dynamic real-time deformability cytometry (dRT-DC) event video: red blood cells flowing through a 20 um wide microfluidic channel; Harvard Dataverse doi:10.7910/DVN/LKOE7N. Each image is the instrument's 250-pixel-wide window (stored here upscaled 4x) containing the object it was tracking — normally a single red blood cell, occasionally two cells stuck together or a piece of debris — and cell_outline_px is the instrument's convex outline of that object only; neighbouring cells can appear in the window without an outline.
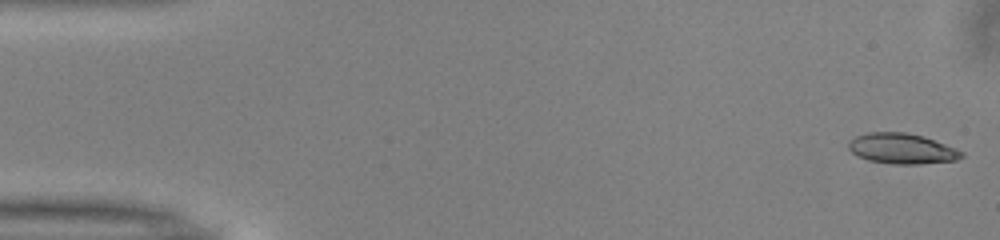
{"species": "common noctule bat (a hibernating species)", "species_latin": "Nyctalus noctula", "temperature_condition": "warm", "stored_images_in_passage": 50, "camera_frame_rate_fps": 3000, "um_per_image_px": 0.085, "animal": {"sex": "male", "body_mass_g": 13.0, "forearm_length_mm": 53.1}, "frame": {"image": 1, "passage_image": 1, "time_ms": 0.0, "image_size_px": [1000, 240], "cell_outline_px": [[964, 156], [956, 160], [920, 164], [896, 164], [868, 160], [852, 152], [848, 148], [848, 144], [856, 136], [868, 132], [908, 132], [924, 136], [956, 148], [964, 152]], "centroid_in_image_um": [76.7, 12.62], "position_along_channel_um": 8.3, "area_um2": 20.0}}
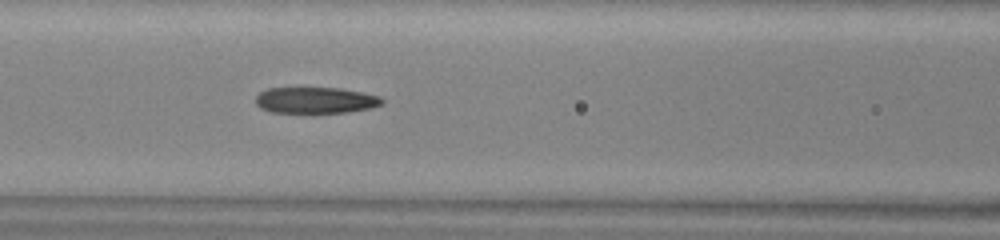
{"frame": {"image": 2, "passage_image": 21, "time_ms": 6.667, "image_size_px": [1000, 240], "cell_outline_px": [[384, 104], [372, 108], [348, 112], [272, 112], [260, 108], [256, 104], [256, 96], [260, 92], [268, 88], [340, 88], [380, 96], [384, 100]], "centroid_in_image_um": [26.85, 8.52], "position_along_channel_um": 139.8, "area_um2": 19.25}}
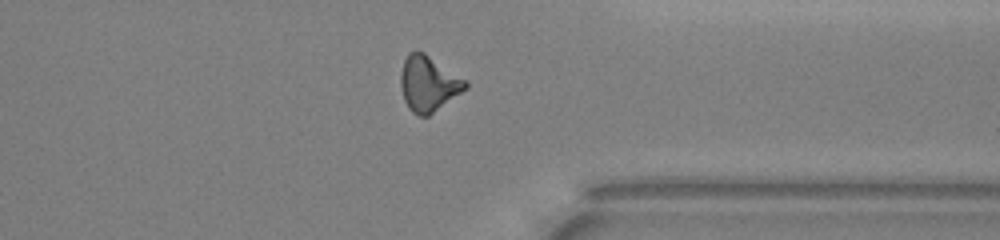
{"frame": {"image": 3, "passage_image": 39, "time_ms": 12.667, "image_size_px": [1000, 240], "cell_outline_px": [[468, 88], [428, 116], [420, 116], [412, 112], [408, 108], [404, 100], [400, 88], [400, 72], [404, 60], [408, 52], [416, 48], [424, 52], [468, 80]], "centroid_in_image_um": [36.41, 7.08], "position_along_channel_um": 375.0, "area_um2": 21.39}, "authors_computed_cell_mechanics": {"area_um2": 20.1722, "velocity_mm_per_s": 4.0219, "shape_relaxation_time_tau1_ms": 5.4982, "shape_relaxation_time_tau2_ms": 1.8657, "deformation_change_tau1": 0.187, "deformation_change_tau2": 0.1153}}